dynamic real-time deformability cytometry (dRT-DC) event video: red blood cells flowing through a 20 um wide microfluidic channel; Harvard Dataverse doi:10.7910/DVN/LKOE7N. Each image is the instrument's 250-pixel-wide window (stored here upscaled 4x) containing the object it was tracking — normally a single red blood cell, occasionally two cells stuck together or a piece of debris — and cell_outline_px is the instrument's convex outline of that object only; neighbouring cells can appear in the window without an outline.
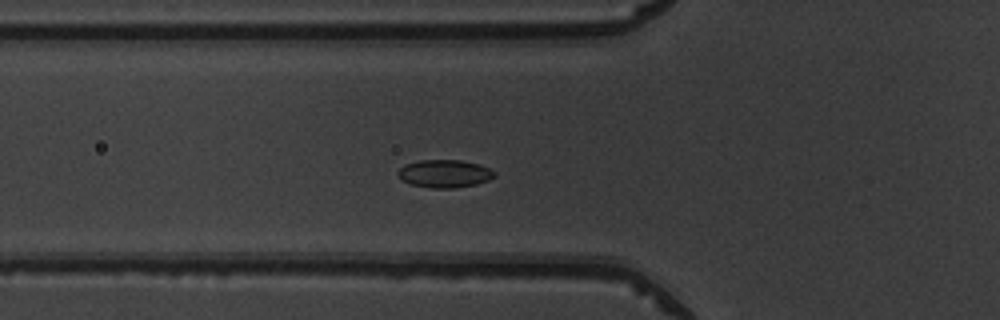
{"species": "common noctule bat (a hibernating species)", "species_latin": "Nyctalus noctula", "temperature_condition": "warm", "stored_images_in_passage": 47, "camera_frame_rate_fps": 3000, "um_per_image_px": 0.085, "animal": {"sex": "male", "body_mass_g": 19.5, "forearm_length_mm": 54.6}, "frame": {"image": 1, "passage_image": 14, "time_ms": 4.333, "image_size_px": [1000, 320], "cell_outline_px": [[496, 176], [488, 180], [476, 184], [456, 188], [432, 188], [412, 184], [396, 176], [396, 172], [404, 164], [420, 160], [460, 160], [480, 164], [496, 172]], "centroid_in_image_um": [37.79, 14.75], "position_along_channel_um": 88.0, "area_um2": 15.72}}
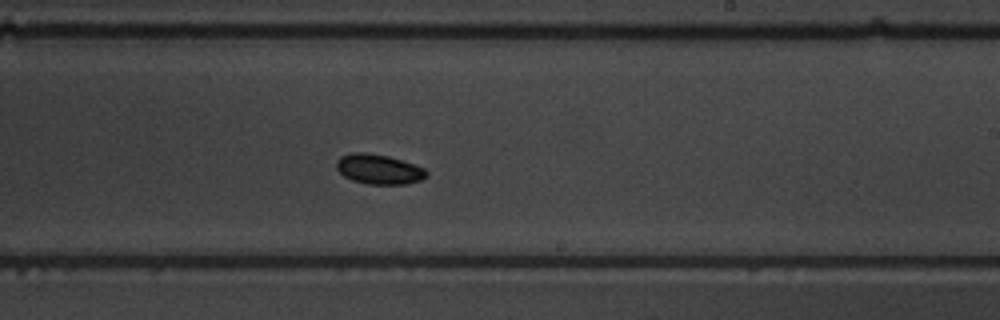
{"frame": {"image": 2, "passage_image": 27, "time_ms": 8.667, "image_size_px": [1000, 320], "cell_outline_px": [[428, 176], [420, 180], [408, 184], [368, 184], [352, 180], [344, 176], [336, 168], [336, 160], [340, 156], [352, 152], [364, 152], [388, 156], [424, 168], [428, 172]], "centroid_in_image_um": [32.18, 14.38], "position_along_channel_um": 256.8, "area_um2": 15.66}}
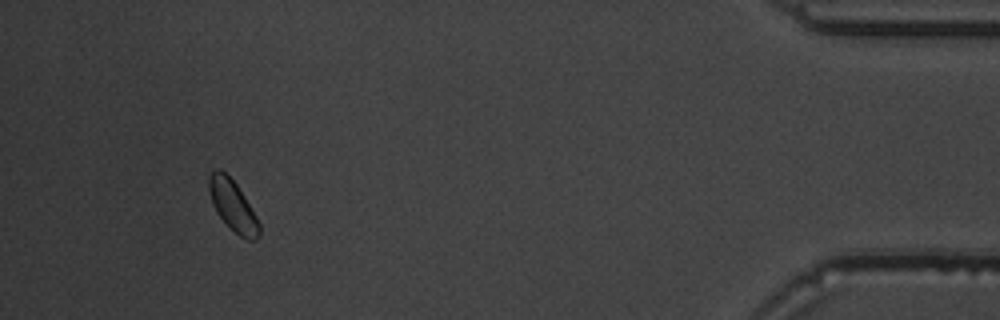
{"frame": {"image": 3, "passage_image": 44, "time_ms": 14.333, "image_size_px": [1000, 320], "cell_outline_px": [[260, 232], [256, 240], [248, 240], [240, 236], [216, 212], [212, 204], [208, 188], [208, 176], [216, 168], [220, 168], [236, 184], [244, 196], [256, 216], [260, 224]], "centroid_in_image_um": [19.77, 17.45], "position_along_channel_um": 415.4, "area_um2": 14.62}}